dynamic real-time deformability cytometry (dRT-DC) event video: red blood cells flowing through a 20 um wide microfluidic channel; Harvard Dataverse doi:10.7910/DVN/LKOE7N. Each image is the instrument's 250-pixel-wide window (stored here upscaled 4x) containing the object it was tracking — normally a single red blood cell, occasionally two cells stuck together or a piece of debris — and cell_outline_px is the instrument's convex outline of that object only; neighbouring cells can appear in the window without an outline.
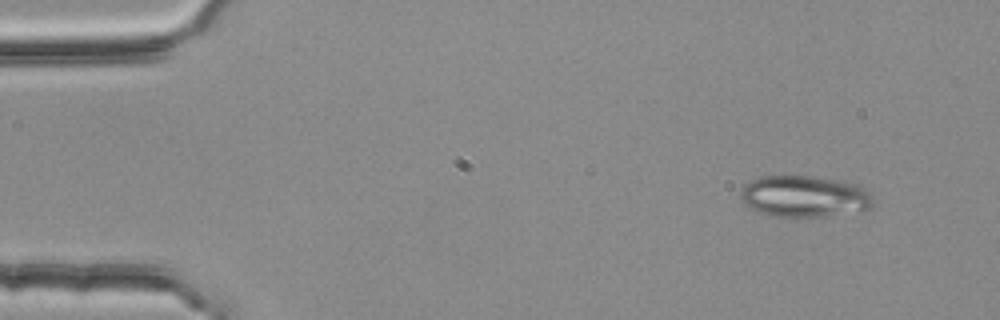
{"species": "common noctule bat (a hibernating species)", "species_latin": "Nyctalus noctula", "temperature_condition": "room temperature", "stored_images_in_passage": 3, "camera_frame_rate_fps": 3000, "um_per_image_px": 0.085, "animal": {"sex": "female", "body_mass_g": 25.1}, "frame": {"image": 1, "passage_image": 1, "time_ms": 0.0, "image_size_px": [1000, 320], "cell_outline_px": [[876, 204], [868, 208], [824, 216], [768, 216], [756, 212], [744, 204], [740, 200], [740, 192], [744, 184], [760, 176], [812, 176], [840, 180], [860, 184], [876, 200]], "centroid_in_image_um": [68.34, 16.68], "position_along_channel_um": 16.7, "area_um2": 32.25}}